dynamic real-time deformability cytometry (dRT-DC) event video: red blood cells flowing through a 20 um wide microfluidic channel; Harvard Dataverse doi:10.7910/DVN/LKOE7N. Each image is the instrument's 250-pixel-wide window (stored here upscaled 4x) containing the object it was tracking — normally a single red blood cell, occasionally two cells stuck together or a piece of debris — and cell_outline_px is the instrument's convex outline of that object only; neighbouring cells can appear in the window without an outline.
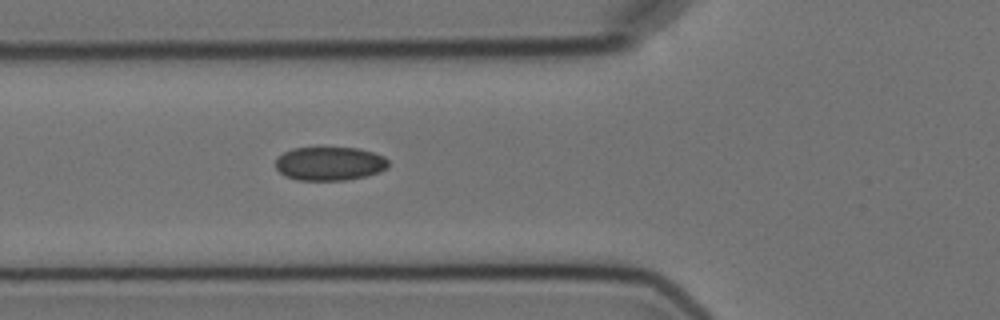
{"species": "Egyptian fruit bat (a non-hibernating species)", "species_latin": "Rousettus aegyptiacus", "temperature_condition": "cold", "stored_images_in_passage": 5, "camera_frame_rate_fps": 3000, "um_per_image_px": 0.085, "animal": {"sex": "female"}, "frame": {"image": 1, "passage_image": 5, "time_ms": 4.667, "image_size_px": [1000, 320], "cell_outline_px": [[388, 168], [380, 172], [348, 180], [296, 180], [284, 176], [276, 168], [276, 160], [284, 152], [292, 148], [316, 144], [360, 148], [384, 156], [388, 160]], "centroid_in_image_um": [28.01, 13.85], "position_along_channel_um": 97.8, "area_um2": 23.18}}